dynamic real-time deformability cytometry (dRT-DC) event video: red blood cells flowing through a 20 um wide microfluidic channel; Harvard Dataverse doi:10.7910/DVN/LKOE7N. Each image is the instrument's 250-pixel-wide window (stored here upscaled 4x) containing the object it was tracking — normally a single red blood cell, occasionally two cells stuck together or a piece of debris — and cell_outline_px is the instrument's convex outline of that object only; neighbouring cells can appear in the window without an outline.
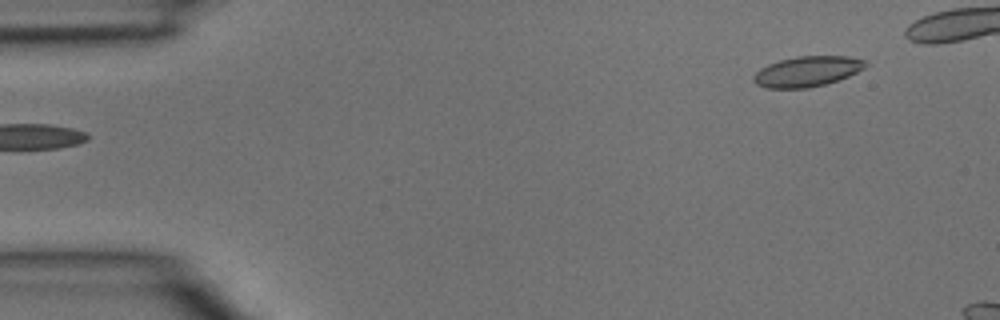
{"species": "common noctule bat (a hibernating species)", "species_latin": "Nyctalus noctula", "temperature_condition": "room temperature", "stored_images_in_passage": 3, "segment_of_instrument_passage": [2, 2], "camera_frame_rate_fps": 3000, "um_per_image_px": 0.085, "animal": {"sex": "male", "body_mass_g": 15.6}, "frame": {"image": 1, "passage_image": 3, "time_ms": 0.667, "image_size_px": [1000, 320], "cell_outline_px": [[868, 64], [864, 68], [840, 80], [808, 88], [768, 88], [756, 84], [752, 80], [752, 76], [760, 68], [768, 64], [780, 60], [796, 56], [848, 56], [864, 60]], "centroid_in_image_um": [68.59, 6.07], "position_along_channel_um": 16.4, "area_um2": 19.83}}